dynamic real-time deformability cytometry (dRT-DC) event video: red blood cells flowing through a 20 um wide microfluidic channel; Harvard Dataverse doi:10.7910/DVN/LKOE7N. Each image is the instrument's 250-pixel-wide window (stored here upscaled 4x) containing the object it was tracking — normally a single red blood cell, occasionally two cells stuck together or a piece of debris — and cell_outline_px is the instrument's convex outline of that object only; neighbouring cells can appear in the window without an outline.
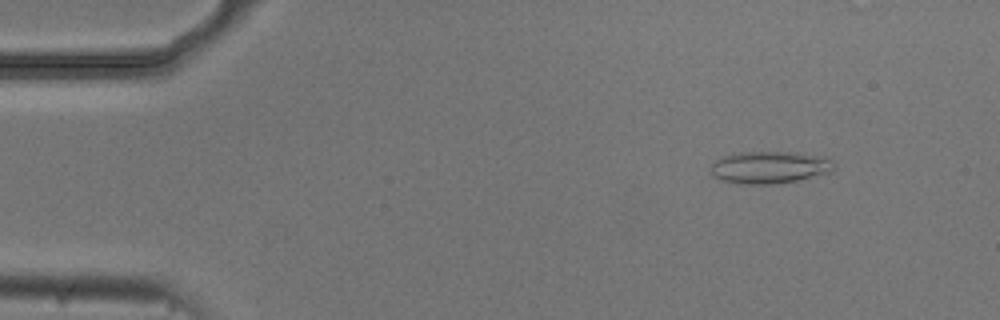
{"species": "common noctule bat (a hibernating species)", "species_latin": "Nyctalus noctula", "temperature_condition": "cold", "stored_images_in_passage": 54, "camera_frame_rate_fps": 3000, "um_per_image_px": 0.085, "animal": {"sex": "male", "body_mass_g": 20.5, "forearm_length_mm": 52.5}, "frame": {"image": 1, "passage_image": 6, "time_ms": 1.667, "image_size_px": [1000, 320], "cell_outline_px": [[836, 168], [832, 172], [796, 180], [768, 184], [740, 184], [724, 180], [712, 176], [712, 164], [716, 160], [724, 156], [740, 152], [796, 152], [828, 156], [832, 160]], "centroid_in_image_um": [65.48, 14.2], "position_along_channel_um": 19.5, "area_um2": 23.18}}
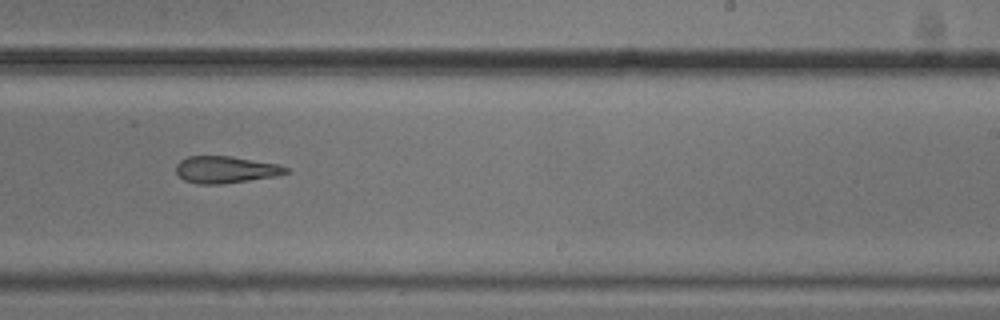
{"frame": {"image": 2, "passage_image": 33, "time_ms": 10.667, "image_size_px": [1000, 320], "cell_outline_px": [[292, 172], [276, 176], [224, 184], [200, 184], [184, 180], [176, 172], [176, 164], [180, 160], [188, 156], [232, 156], [276, 164], [288, 168]], "centroid_in_image_um": [19.18, 14.42], "position_along_channel_um": 269.8, "area_um2": 17.28}}
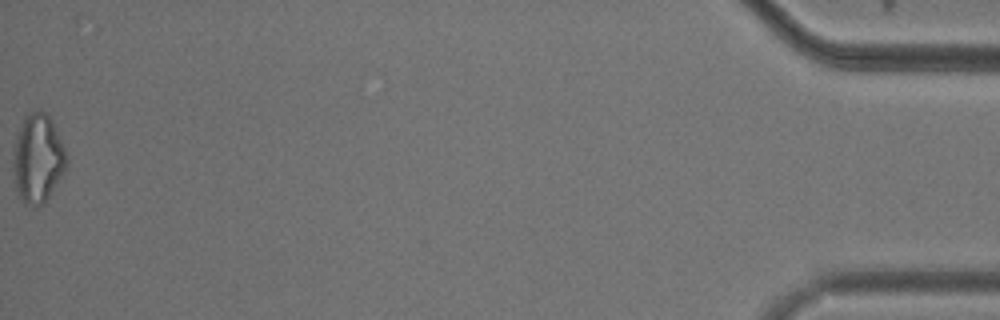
{"frame": {"image": 3, "passage_image": 54, "time_ms": 17.667, "image_size_px": [1000, 320], "cell_outline_px": [[68, 160], [64, 172], [44, 204], [36, 208], [24, 204], [16, 196], [12, 168], [12, 164], [16, 136], [24, 116], [40, 108], [48, 116], [64, 148]], "centroid_in_image_um": [3.17, 13.55], "position_along_channel_um": 432.0, "area_um2": 27.8}, "authors_computed_cell_mechanics": {"area_um2": 20.2878, "velocity_mm_per_s": 3.7209, "shape_relaxation_time_tau1_ms": null, "shape_relaxation_time_tau2_ms": 8.6643, "deformation_change_tau1": null, "deformation_change_tau2": 0.233}}